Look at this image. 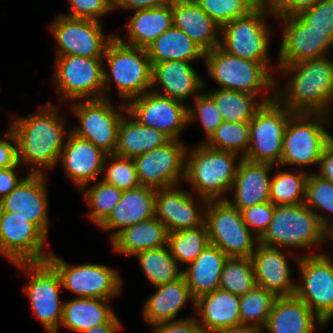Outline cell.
Here are the masks:
<instances>
[{"instance_id": "1", "label": "cell", "mask_w": 333, "mask_h": 333, "mask_svg": "<svg viewBox=\"0 0 333 333\" xmlns=\"http://www.w3.org/2000/svg\"><path fill=\"white\" fill-rule=\"evenodd\" d=\"M12 120L18 162L36 165L30 173L44 174L45 168H54L65 143V122L56 107L48 103L38 113Z\"/></svg>"}, {"instance_id": "2", "label": "cell", "mask_w": 333, "mask_h": 333, "mask_svg": "<svg viewBox=\"0 0 333 333\" xmlns=\"http://www.w3.org/2000/svg\"><path fill=\"white\" fill-rule=\"evenodd\" d=\"M278 64L292 77L275 99L294 113H325L333 104V62L330 57Z\"/></svg>"}, {"instance_id": "3", "label": "cell", "mask_w": 333, "mask_h": 333, "mask_svg": "<svg viewBox=\"0 0 333 333\" xmlns=\"http://www.w3.org/2000/svg\"><path fill=\"white\" fill-rule=\"evenodd\" d=\"M332 219L311 210L304 203L275 206L272 220L259 243L285 248H311L327 239Z\"/></svg>"}, {"instance_id": "4", "label": "cell", "mask_w": 333, "mask_h": 333, "mask_svg": "<svg viewBox=\"0 0 333 333\" xmlns=\"http://www.w3.org/2000/svg\"><path fill=\"white\" fill-rule=\"evenodd\" d=\"M232 151L217 150L202 143L185 153V178L198 197L207 200L226 199L231 191L239 161Z\"/></svg>"}, {"instance_id": "5", "label": "cell", "mask_w": 333, "mask_h": 333, "mask_svg": "<svg viewBox=\"0 0 333 333\" xmlns=\"http://www.w3.org/2000/svg\"><path fill=\"white\" fill-rule=\"evenodd\" d=\"M103 59H106L110 74L104 70V95L112 80L119 96L130 100L152 89V64L145 48L123 43L116 36L108 44Z\"/></svg>"}, {"instance_id": "6", "label": "cell", "mask_w": 333, "mask_h": 333, "mask_svg": "<svg viewBox=\"0 0 333 333\" xmlns=\"http://www.w3.org/2000/svg\"><path fill=\"white\" fill-rule=\"evenodd\" d=\"M208 73L221 89L241 91L257 96L260 91L275 89L277 83L270 64L244 59L224 51L220 46L205 53Z\"/></svg>"}, {"instance_id": "7", "label": "cell", "mask_w": 333, "mask_h": 333, "mask_svg": "<svg viewBox=\"0 0 333 333\" xmlns=\"http://www.w3.org/2000/svg\"><path fill=\"white\" fill-rule=\"evenodd\" d=\"M327 115L295 113L289 119L283 136L280 166L319 165L326 145L333 138L324 127V123L329 120Z\"/></svg>"}, {"instance_id": "8", "label": "cell", "mask_w": 333, "mask_h": 333, "mask_svg": "<svg viewBox=\"0 0 333 333\" xmlns=\"http://www.w3.org/2000/svg\"><path fill=\"white\" fill-rule=\"evenodd\" d=\"M204 223L210 244L228 257L251 258L259 238L246 226L242 213L226 199L207 201Z\"/></svg>"}, {"instance_id": "9", "label": "cell", "mask_w": 333, "mask_h": 333, "mask_svg": "<svg viewBox=\"0 0 333 333\" xmlns=\"http://www.w3.org/2000/svg\"><path fill=\"white\" fill-rule=\"evenodd\" d=\"M273 12L261 2L247 15L234 19L221 27L220 47L237 57L269 64L268 46L270 29L266 16Z\"/></svg>"}, {"instance_id": "10", "label": "cell", "mask_w": 333, "mask_h": 333, "mask_svg": "<svg viewBox=\"0 0 333 333\" xmlns=\"http://www.w3.org/2000/svg\"><path fill=\"white\" fill-rule=\"evenodd\" d=\"M294 114L276 99L264 103L249 122L250 143L243 158L253 162L279 165L284 132Z\"/></svg>"}, {"instance_id": "11", "label": "cell", "mask_w": 333, "mask_h": 333, "mask_svg": "<svg viewBox=\"0 0 333 333\" xmlns=\"http://www.w3.org/2000/svg\"><path fill=\"white\" fill-rule=\"evenodd\" d=\"M103 58L79 55L57 56L54 82L61 101L87 98L102 99L104 96Z\"/></svg>"}, {"instance_id": "12", "label": "cell", "mask_w": 333, "mask_h": 333, "mask_svg": "<svg viewBox=\"0 0 333 333\" xmlns=\"http://www.w3.org/2000/svg\"><path fill=\"white\" fill-rule=\"evenodd\" d=\"M15 265L30 277L24 290L34 314L48 333H57L63 317V302H59L62 288L59 274L48 261Z\"/></svg>"}, {"instance_id": "13", "label": "cell", "mask_w": 333, "mask_h": 333, "mask_svg": "<svg viewBox=\"0 0 333 333\" xmlns=\"http://www.w3.org/2000/svg\"><path fill=\"white\" fill-rule=\"evenodd\" d=\"M80 125L70 131L76 136L90 141L106 154H115L119 126L127 113L126 102L120 105L119 113L109 99L80 100L71 106Z\"/></svg>"}, {"instance_id": "14", "label": "cell", "mask_w": 333, "mask_h": 333, "mask_svg": "<svg viewBox=\"0 0 333 333\" xmlns=\"http://www.w3.org/2000/svg\"><path fill=\"white\" fill-rule=\"evenodd\" d=\"M294 257V258H293ZM299 266L302 282L295 295L326 324L333 317V261L325 253L293 256Z\"/></svg>"}, {"instance_id": "15", "label": "cell", "mask_w": 333, "mask_h": 333, "mask_svg": "<svg viewBox=\"0 0 333 333\" xmlns=\"http://www.w3.org/2000/svg\"><path fill=\"white\" fill-rule=\"evenodd\" d=\"M47 261L59 274L62 288L71 291L77 298L110 300L121 292L122 280L119 273L105 265L72 266L53 254H50Z\"/></svg>"}, {"instance_id": "16", "label": "cell", "mask_w": 333, "mask_h": 333, "mask_svg": "<svg viewBox=\"0 0 333 333\" xmlns=\"http://www.w3.org/2000/svg\"><path fill=\"white\" fill-rule=\"evenodd\" d=\"M57 41V56L79 55L103 58L110 41L115 37L103 34L101 22L58 15L50 26Z\"/></svg>"}, {"instance_id": "17", "label": "cell", "mask_w": 333, "mask_h": 333, "mask_svg": "<svg viewBox=\"0 0 333 333\" xmlns=\"http://www.w3.org/2000/svg\"><path fill=\"white\" fill-rule=\"evenodd\" d=\"M127 102V113L133 119L164 133L171 140H179L180 133L189 124V106L152 90Z\"/></svg>"}, {"instance_id": "18", "label": "cell", "mask_w": 333, "mask_h": 333, "mask_svg": "<svg viewBox=\"0 0 333 333\" xmlns=\"http://www.w3.org/2000/svg\"><path fill=\"white\" fill-rule=\"evenodd\" d=\"M47 237L31 222L15 213L0 211V254L13 264L45 262Z\"/></svg>"}, {"instance_id": "19", "label": "cell", "mask_w": 333, "mask_h": 333, "mask_svg": "<svg viewBox=\"0 0 333 333\" xmlns=\"http://www.w3.org/2000/svg\"><path fill=\"white\" fill-rule=\"evenodd\" d=\"M186 146L179 140H170L134 158L141 186L164 189L178 186L185 178Z\"/></svg>"}, {"instance_id": "20", "label": "cell", "mask_w": 333, "mask_h": 333, "mask_svg": "<svg viewBox=\"0 0 333 333\" xmlns=\"http://www.w3.org/2000/svg\"><path fill=\"white\" fill-rule=\"evenodd\" d=\"M284 23L278 64H295L327 56L333 46V31H319L307 24L298 14L275 16Z\"/></svg>"}, {"instance_id": "21", "label": "cell", "mask_w": 333, "mask_h": 333, "mask_svg": "<svg viewBox=\"0 0 333 333\" xmlns=\"http://www.w3.org/2000/svg\"><path fill=\"white\" fill-rule=\"evenodd\" d=\"M45 174L29 173L7 196L0 200V211L15 213L48 235V197Z\"/></svg>"}, {"instance_id": "22", "label": "cell", "mask_w": 333, "mask_h": 333, "mask_svg": "<svg viewBox=\"0 0 333 333\" xmlns=\"http://www.w3.org/2000/svg\"><path fill=\"white\" fill-rule=\"evenodd\" d=\"M59 159L69 179L83 189L106 170L108 154L69 130Z\"/></svg>"}, {"instance_id": "23", "label": "cell", "mask_w": 333, "mask_h": 333, "mask_svg": "<svg viewBox=\"0 0 333 333\" xmlns=\"http://www.w3.org/2000/svg\"><path fill=\"white\" fill-rule=\"evenodd\" d=\"M202 209L196 210L192 195L178 186L157 189L155 195V217L166 227L167 232L200 227L205 220L207 199L199 197ZM204 207H203V206ZM204 208V209H203Z\"/></svg>"}, {"instance_id": "24", "label": "cell", "mask_w": 333, "mask_h": 333, "mask_svg": "<svg viewBox=\"0 0 333 333\" xmlns=\"http://www.w3.org/2000/svg\"><path fill=\"white\" fill-rule=\"evenodd\" d=\"M194 311L203 333H219L241 326L240 296L221 288L199 296Z\"/></svg>"}, {"instance_id": "25", "label": "cell", "mask_w": 333, "mask_h": 333, "mask_svg": "<svg viewBox=\"0 0 333 333\" xmlns=\"http://www.w3.org/2000/svg\"><path fill=\"white\" fill-rule=\"evenodd\" d=\"M258 243L251 256L257 286L277 297L295 295L296 283L291 278L284 250ZM283 252V253H282Z\"/></svg>"}, {"instance_id": "26", "label": "cell", "mask_w": 333, "mask_h": 333, "mask_svg": "<svg viewBox=\"0 0 333 333\" xmlns=\"http://www.w3.org/2000/svg\"><path fill=\"white\" fill-rule=\"evenodd\" d=\"M274 165L253 162L242 157L239 159L236 176L231 191L234 189V201L226 200L240 212L255 204L270 201L269 172Z\"/></svg>"}, {"instance_id": "27", "label": "cell", "mask_w": 333, "mask_h": 333, "mask_svg": "<svg viewBox=\"0 0 333 333\" xmlns=\"http://www.w3.org/2000/svg\"><path fill=\"white\" fill-rule=\"evenodd\" d=\"M187 61L170 60L152 65V86L159 83L162 91L151 90L174 100L184 102L187 97H196L205 85L197 71ZM200 91V92H198ZM197 93V94H196Z\"/></svg>"}, {"instance_id": "28", "label": "cell", "mask_w": 333, "mask_h": 333, "mask_svg": "<svg viewBox=\"0 0 333 333\" xmlns=\"http://www.w3.org/2000/svg\"><path fill=\"white\" fill-rule=\"evenodd\" d=\"M174 26L181 29L205 53L220 46L221 26L194 0H171ZM218 32V33H217Z\"/></svg>"}, {"instance_id": "29", "label": "cell", "mask_w": 333, "mask_h": 333, "mask_svg": "<svg viewBox=\"0 0 333 333\" xmlns=\"http://www.w3.org/2000/svg\"><path fill=\"white\" fill-rule=\"evenodd\" d=\"M155 195L156 189L141 185L134 189L123 190L119 203L99 227L104 230L114 229L111 234L112 240L124 228L153 218Z\"/></svg>"}, {"instance_id": "30", "label": "cell", "mask_w": 333, "mask_h": 333, "mask_svg": "<svg viewBox=\"0 0 333 333\" xmlns=\"http://www.w3.org/2000/svg\"><path fill=\"white\" fill-rule=\"evenodd\" d=\"M315 320L324 325L296 295L281 296L276 298L263 330L267 333H313Z\"/></svg>"}, {"instance_id": "31", "label": "cell", "mask_w": 333, "mask_h": 333, "mask_svg": "<svg viewBox=\"0 0 333 333\" xmlns=\"http://www.w3.org/2000/svg\"><path fill=\"white\" fill-rule=\"evenodd\" d=\"M155 288L157 291L147 299L143 309L145 322L152 326L160 322L176 321L175 317L186 307L189 299L195 305L184 276Z\"/></svg>"}, {"instance_id": "32", "label": "cell", "mask_w": 333, "mask_h": 333, "mask_svg": "<svg viewBox=\"0 0 333 333\" xmlns=\"http://www.w3.org/2000/svg\"><path fill=\"white\" fill-rule=\"evenodd\" d=\"M227 258L219 247L209 243L189 267L183 270L194 300L219 288L222 268Z\"/></svg>"}, {"instance_id": "33", "label": "cell", "mask_w": 333, "mask_h": 333, "mask_svg": "<svg viewBox=\"0 0 333 333\" xmlns=\"http://www.w3.org/2000/svg\"><path fill=\"white\" fill-rule=\"evenodd\" d=\"M168 232L155 216L124 228L111 241L115 252L125 255L156 249L167 245Z\"/></svg>"}, {"instance_id": "34", "label": "cell", "mask_w": 333, "mask_h": 333, "mask_svg": "<svg viewBox=\"0 0 333 333\" xmlns=\"http://www.w3.org/2000/svg\"><path fill=\"white\" fill-rule=\"evenodd\" d=\"M173 25L171 1L160 7L136 10L127 24L128 42L123 43L146 49Z\"/></svg>"}, {"instance_id": "35", "label": "cell", "mask_w": 333, "mask_h": 333, "mask_svg": "<svg viewBox=\"0 0 333 333\" xmlns=\"http://www.w3.org/2000/svg\"><path fill=\"white\" fill-rule=\"evenodd\" d=\"M103 298H75L63 302L61 324L73 332L81 333L109 323L116 315Z\"/></svg>"}, {"instance_id": "36", "label": "cell", "mask_w": 333, "mask_h": 333, "mask_svg": "<svg viewBox=\"0 0 333 333\" xmlns=\"http://www.w3.org/2000/svg\"><path fill=\"white\" fill-rule=\"evenodd\" d=\"M126 115L119 126L116 155L134 159L171 140L164 133L139 124L128 113Z\"/></svg>"}, {"instance_id": "37", "label": "cell", "mask_w": 333, "mask_h": 333, "mask_svg": "<svg viewBox=\"0 0 333 333\" xmlns=\"http://www.w3.org/2000/svg\"><path fill=\"white\" fill-rule=\"evenodd\" d=\"M146 50L152 65L170 60L192 62L205 57V52L174 25L157 37Z\"/></svg>"}, {"instance_id": "38", "label": "cell", "mask_w": 333, "mask_h": 333, "mask_svg": "<svg viewBox=\"0 0 333 333\" xmlns=\"http://www.w3.org/2000/svg\"><path fill=\"white\" fill-rule=\"evenodd\" d=\"M216 104L223 121L228 122H250L255 112L267 102L275 99L276 95H264L261 102L255 103V95L249 93L229 90L216 89L207 93Z\"/></svg>"}, {"instance_id": "39", "label": "cell", "mask_w": 333, "mask_h": 333, "mask_svg": "<svg viewBox=\"0 0 333 333\" xmlns=\"http://www.w3.org/2000/svg\"><path fill=\"white\" fill-rule=\"evenodd\" d=\"M146 277L154 287L173 282L183 276L178 262L167 245L135 254Z\"/></svg>"}, {"instance_id": "40", "label": "cell", "mask_w": 333, "mask_h": 333, "mask_svg": "<svg viewBox=\"0 0 333 333\" xmlns=\"http://www.w3.org/2000/svg\"><path fill=\"white\" fill-rule=\"evenodd\" d=\"M208 244V230L205 223L200 227L168 233L167 236V246L178 264L192 263Z\"/></svg>"}, {"instance_id": "41", "label": "cell", "mask_w": 333, "mask_h": 333, "mask_svg": "<svg viewBox=\"0 0 333 333\" xmlns=\"http://www.w3.org/2000/svg\"><path fill=\"white\" fill-rule=\"evenodd\" d=\"M257 286L251 258L228 257L223 265L219 288L242 296Z\"/></svg>"}, {"instance_id": "42", "label": "cell", "mask_w": 333, "mask_h": 333, "mask_svg": "<svg viewBox=\"0 0 333 333\" xmlns=\"http://www.w3.org/2000/svg\"><path fill=\"white\" fill-rule=\"evenodd\" d=\"M307 172H280L270 181V202L275 206L304 203Z\"/></svg>"}, {"instance_id": "43", "label": "cell", "mask_w": 333, "mask_h": 333, "mask_svg": "<svg viewBox=\"0 0 333 333\" xmlns=\"http://www.w3.org/2000/svg\"><path fill=\"white\" fill-rule=\"evenodd\" d=\"M277 296L265 288L256 286L240 296V323L263 329Z\"/></svg>"}, {"instance_id": "44", "label": "cell", "mask_w": 333, "mask_h": 333, "mask_svg": "<svg viewBox=\"0 0 333 333\" xmlns=\"http://www.w3.org/2000/svg\"><path fill=\"white\" fill-rule=\"evenodd\" d=\"M208 147L232 151L237 154L241 152L243 158L249 147V122H228L222 121L211 137L203 142Z\"/></svg>"}, {"instance_id": "45", "label": "cell", "mask_w": 333, "mask_h": 333, "mask_svg": "<svg viewBox=\"0 0 333 333\" xmlns=\"http://www.w3.org/2000/svg\"><path fill=\"white\" fill-rule=\"evenodd\" d=\"M122 193L123 190L100 179L85 190V201L92 208L86 216L100 226L119 203Z\"/></svg>"}, {"instance_id": "46", "label": "cell", "mask_w": 333, "mask_h": 333, "mask_svg": "<svg viewBox=\"0 0 333 333\" xmlns=\"http://www.w3.org/2000/svg\"><path fill=\"white\" fill-rule=\"evenodd\" d=\"M208 16L221 27L243 17L257 7L262 0H194Z\"/></svg>"}, {"instance_id": "47", "label": "cell", "mask_w": 333, "mask_h": 333, "mask_svg": "<svg viewBox=\"0 0 333 333\" xmlns=\"http://www.w3.org/2000/svg\"><path fill=\"white\" fill-rule=\"evenodd\" d=\"M110 159L113 162L107 167L106 175L101 180L121 190L134 189L140 186L133 159L108 154V160Z\"/></svg>"}, {"instance_id": "48", "label": "cell", "mask_w": 333, "mask_h": 333, "mask_svg": "<svg viewBox=\"0 0 333 333\" xmlns=\"http://www.w3.org/2000/svg\"><path fill=\"white\" fill-rule=\"evenodd\" d=\"M304 204L313 210H324L333 215V183L317 173H310L306 181Z\"/></svg>"}, {"instance_id": "49", "label": "cell", "mask_w": 333, "mask_h": 333, "mask_svg": "<svg viewBox=\"0 0 333 333\" xmlns=\"http://www.w3.org/2000/svg\"><path fill=\"white\" fill-rule=\"evenodd\" d=\"M194 102L196 111L188 107V123L199 119L208 140L222 123L223 118L213 99L204 91L194 97Z\"/></svg>"}, {"instance_id": "50", "label": "cell", "mask_w": 333, "mask_h": 333, "mask_svg": "<svg viewBox=\"0 0 333 333\" xmlns=\"http://www.w3.org/2000/svg\"><path fill=\"white\" fill-rule=\"evenodd\" d=\"M274 210L275 205L269 201L245 208L241 213L246 226L255 236L260 238L267 230L272 220Z\"/></svg>"}, {"instance_id": "51", "label": "cell", "mask_w": 333, "mask_h": 333, "mask_svg": "<svg viewBox=\"0 0 333 333\" xmlns=\"http://www.w3.org/2000/svg\"><path fill=\"white\" fill-rule=\"evenodd\" d=\"M68 14L72 18L88 19L101 22L99 18L113 9V0H68Z\"/></svg>"}, {"instance_id": "52", "label": "cell", "mask_w": 333, "mask_h": 333, "mask_svg": "<svg viewBox=\"0 0 333 333\" xmlns=\"http://www.w3.org/2000/svg\"><path fill=\"white\" fill-rule=\"evenodd\" d=\"M298 15L314 29L333 31V0H319L314 6L300 11Z\"/></svg>"}, {"instance_id": "53", "label": "cell", "mask_w": 333, "mask_h": 333, "mask_svg": "<svg viewBox=\"0 0 333 333\" xmlns=\"http://www.w3.org/2000/svg\"><path fill=\"white\" fill-rule=\"evenodd\" d=\"M319 0H262L274 16H289L314 6Z\"/></svg>"}, {"instance_id": "54", "label": "cell", "mask_w": 333, "mask_h": 333, "mask_svg": "<svg viewBox=\"0 0 333 333\" xmlns=\"http://www.w3.org/2000/svg\"><path fill=\"white\" fill-rule=\"evenodd\" d=\"M153 326L154 333H203L194 316L176 319V321L160 322Z\"/></svg>"}, {"instance_id": "55", "label": "cell", "mask_w": 333, "mask_h": 333, "mask_svg": "<svg viewBox=\"0 0 333 333\" xmlns=\"http://www.w3.org/2000/svg\"><path fill=\"white\" fill-rule=\"evenodd\" d=\"M5 137L12 140L14 146L7 140L0 139V168H9L20 164L18 162L16 136L10 127L9 130L6 131Z\"/></svg>"}, {"instance_id": "56", "label": "cell", "mask_w": 333, "mask_h": 333, "mask_svg": "<svg viewBox=\"0 0 333 333\" xmlns=\"http://www.w3.org/2000/svg\"><path fill=\"white\" fill-rule=\"evenodd\" d=\"M0 168V200L7 196L24 178L18 179L15 168Z\"/></svg>"}, {"instance_id": "57", "label": "cell", "mask_w": 333, "mask_h": 333, "mask_svg": "<svg viewBox=\"0 0 333 333\" xmlns=\"http://www.w3.org/2000/svg\"><path fill=\"white\" fill-rule=\"evenodd\" d=\"M171 0H113V9H133L141 10L148 8H155L169 3Z\"/></svg>"}, {"instance_id": "58", "label": "cell", "mask_w": 333, "mask_h": 333, "mask_svg": "<svg viewBox=\"0 0 333 333\" xmlns=\"http://www.w3.org/2000/svg\"><path fill=\"white\" fill-rule=\"evenodd\" d=\"M320 172L317 173L333 183V138L326 145L319 161Z\"/></svg>"}, {"instance_id": "59", "label": "cell", "mask_w": 333, "mask_h": 333, "mask_svg": "<svg viewBox=\"0 0 333 333\" xmlns=\"http://www.w3.org/2000/svg\"><path fill=\"white\" fill-rule=\"evenodd\" d=\"M121 329L122 325L119 322L118 317L115 316L109 323L84 330L81 333H116Z\"/></svg>"}, {"instance_id": "60", "label": "cell", "mask_w": 333, "mask_h": 333, "mask_svg": "<svg viewBox=\"0 0 333 333\" xmlns=\"http://www.w3.org/2000/svg\"><path fill=\"white\" fill-rule=\"evenodd\" d=\"M262 331L264 330L258 327L241 325L219 333H262Z\"/></svg>"}, {"instance_id": "61", "label": "cell", "mask_w": 333, "mask_h": 333, "mask_svg": "<svg viewBox=\"0 0 333 333\" xmlns=\"http://www.w3.org/2000/svg\"><path fill=\"white\" fill-rule=\"evenodd\" d=\"M330 238L333 240V228L327 232V239Z\"/></svg>"}]
</instances>
